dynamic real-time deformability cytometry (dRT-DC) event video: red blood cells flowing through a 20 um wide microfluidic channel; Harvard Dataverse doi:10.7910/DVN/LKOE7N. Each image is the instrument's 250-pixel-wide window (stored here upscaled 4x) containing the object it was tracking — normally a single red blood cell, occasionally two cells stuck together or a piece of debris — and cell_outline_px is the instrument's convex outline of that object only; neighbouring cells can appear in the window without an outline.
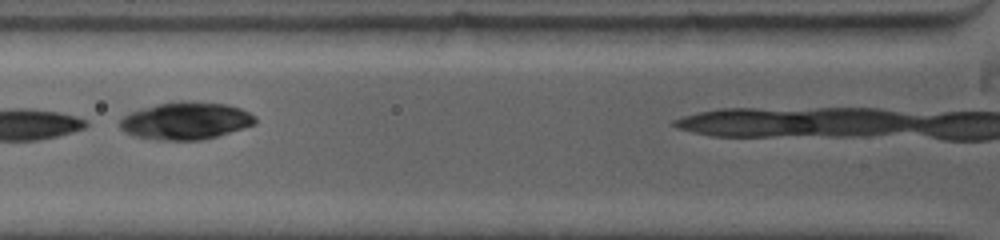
{"species": "common noctule bat (a hibernating species)", "species_latin": "Nyctalus noctula", "temperature_condition": "warm", "stored_images_in_passage": 14, "camera_frame_rate_fps": 5000, "um_per_image_px": 0.085, "animal": {"sex": "female", "body_mass_g": 19.0, "forearm_length_mm": 53.3}, "frame": {"image": 1, "passage_image": 3, "time_ms": 1.6, "image_size_px": [1000, 240], "cell_outline_px": [[256, 124], [244, 128], [216, 136], [200, 140], [156, 140], [132, 136], [124, 132], [120, 128], [120, 120], [124, 116], [132, 112], [144, 108], [160, 104], [184, 100], [188, 100], [228, 104], [240, 108], [256, 116]], "centroid_in_image_um": [15.81, 10.27], "position_along_channel_um": 110.0, "area_um2": 29.54}}